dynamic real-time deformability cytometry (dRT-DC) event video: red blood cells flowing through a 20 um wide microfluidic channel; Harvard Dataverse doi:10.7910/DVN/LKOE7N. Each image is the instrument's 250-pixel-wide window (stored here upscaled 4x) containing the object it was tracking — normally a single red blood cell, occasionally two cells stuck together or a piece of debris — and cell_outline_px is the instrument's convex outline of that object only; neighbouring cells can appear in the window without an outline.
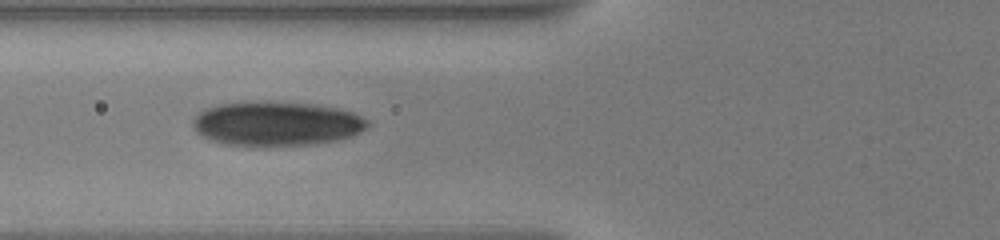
{"species": "human", "species_latin": "Homo sapiens", "temperature_condition": "warm", "stored_images_in_passage": 47, "camera_frame_rate_fps": 3000, "um_per_image_px": 0.085, "donor": {"sex": "male"}, "frame": {"image": 1, "passage_image": 18, "time_ms": 6.667, "image_size_px": [1000, 240], "cell_outline_px": [[368, 128], [352, 136], [336, 140], [312, 144], [224, 144], [208, 140], [200, 136], [196, 132], [192, 124], [192, 120], [200, 112], [208, 108], [220, 104], [316, 104], [336, 108], [352, 112], [368, 120]], "centroid_in_image_um": [23.52, 10.54], "position_along_channel_um": 102.3, "area_um2": 43.52}}
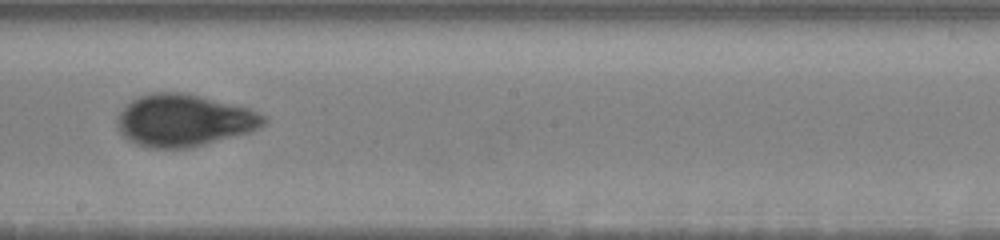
{"frame": {"image": 2, "passage_image": 28, "time_ms": 10.333, "image_size_px": [1000, 240], "cell_outline_px": [[268, 120], [260, 128], [252, 132], [188, 148], [152, 148], [140, 144], [124, 136], [120, 132], [116, 124], [116, 116], [132, 100], [140, 96], [152, 92], [184, 92], [248, 108], [268, 116]], "centroid_in_image_um": [15.67, 10.23], "position_along_channel_um": 232.5, "area_um2": 44.33}}
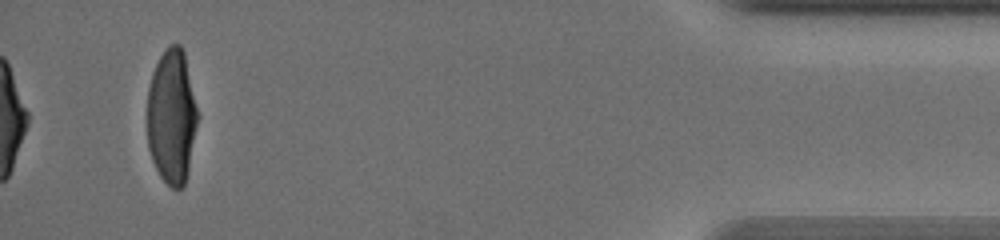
{"frame": {"image": 3, "passage_image": 47, "time_ms": 17.333, "image_size_px": [1000, 240], "cell_outline_px": [[200, 116], [188, 172], [184, 184], [180, 188], [172, 188], [160, 176], [152, 160], [148, 148], [148, 88], [152, 72], [160, 56], [168, 44], [180, 44], [184, 52]], "centroid_in_image_um": [14.62, 9.89], "position_along_channel_um": 420.6, "area_um2": 40.0}, "authors_computed_cell_mechanics": {"area_um2": 43.5234, "velocity_mm_per_s": 3.5365, "shape_relaxation_time_tau1_ms": 3.94, "shape_relaxation_time_tau2_ms": 0.7881, "deformation_change_tau1": 0.1723, "deformation_change_tau2": 0.0419}}